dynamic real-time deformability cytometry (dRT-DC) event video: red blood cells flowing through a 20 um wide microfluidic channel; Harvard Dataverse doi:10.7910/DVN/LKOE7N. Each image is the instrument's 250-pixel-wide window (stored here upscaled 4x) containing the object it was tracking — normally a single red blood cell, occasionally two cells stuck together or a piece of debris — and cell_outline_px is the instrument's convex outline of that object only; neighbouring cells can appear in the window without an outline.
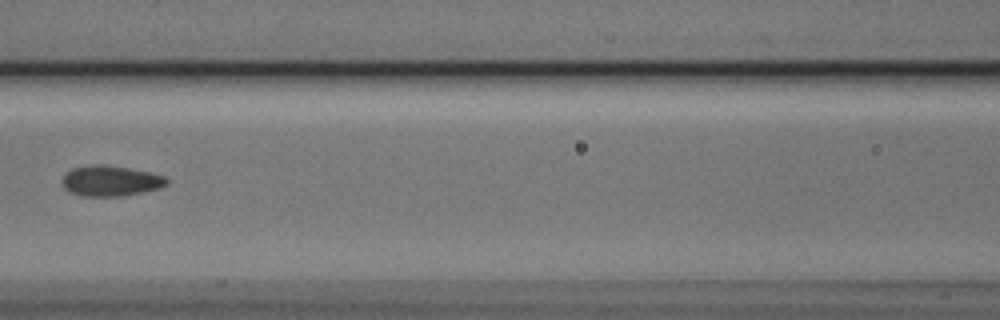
{"species": "Egyptian fruit bat (a non-hibernating species)", "species_latin": "Rousettus aegyptiacus", "temperature_condition": "cold", "stored_images_in_passage": 5, "camera_frame_rate_fps": 3000, "um_per_image_px": 0.085, "animal": {"sex": "male"}, "frame": {"image": 1, "passage_image": 5, "time_ms": 1.333, "image_size_px": [1000, 320], "cell_outline_px": [[168, 184], [160, 188], [120, 196], [80, 196], [68, 192], [64, 188], [60, 180], [72, 168], [92, 164], [100, 164], [128, 168], [148, 172], [164, 176], [168, 180]], "centroid_in_image_um": [9.35, 15.38], "position_along_channel_um": 157.2, "area_um2": 18.55}}